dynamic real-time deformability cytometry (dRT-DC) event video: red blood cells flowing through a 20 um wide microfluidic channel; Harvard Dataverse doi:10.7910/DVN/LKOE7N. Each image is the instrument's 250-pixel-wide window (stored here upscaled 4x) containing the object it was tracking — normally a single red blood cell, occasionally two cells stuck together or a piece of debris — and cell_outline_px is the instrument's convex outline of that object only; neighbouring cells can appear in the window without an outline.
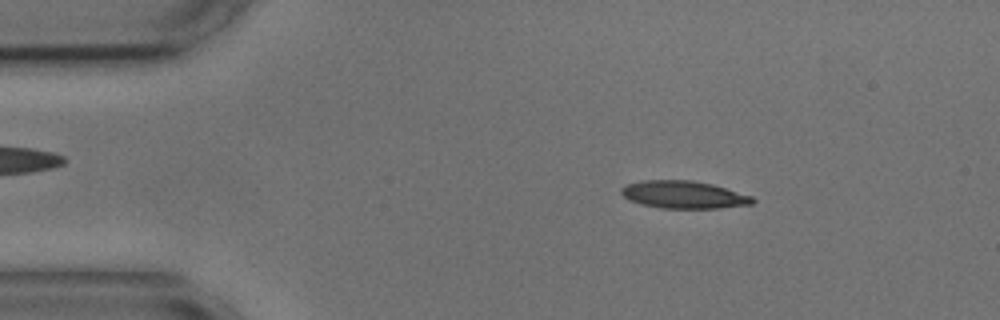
{"species": "common noctule bat (a hibernating species)", "species_latin": "Nyctalus noctula", "temperature_condition": "cold", "stored_images_in_passage": 54, "camera_frame_rate_fps": 3000, "um_per_image_px": 0.085, "animal": {"sex": "male", "body_mass_g": 17.9, "forearm_length_mm": 54.2}, "frame": {"image": 1, "passage_image": 8, "time_ms": 2.333, "image_size_px": [1000, 320], "cell_outline_px": [[756, 200], [752, 204], [720, 208], [660, 208], [640, 204], [628, 200], [620, 192], [620, 188], [628, 184], [644, 180], [692, 180], [712, 184], [752, 196]], "centroid_in_image_um": [58.1, 16.55], "position_along_channel_um": 26.9, "area_um2": 21.1}}
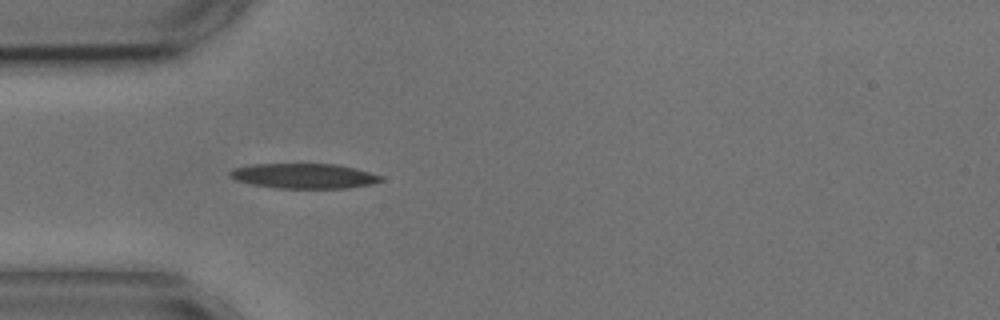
{"frame": {"image": 2, "passage_image": 15, "time_ms": 4.667, "image_size_px": [1000, 320], "cell_outline_px": [[384, 180], [372, 184], [348, 188], [276, 188], [252, 184], [236, 180], [228, 176], [228, 172], [232, 168], [252, 164], [336, 164], [356, 168], [384, 176]], "centroid_in_image_um": [25.85, 14.95], "position_along_channel_um": 59.2, "area_um2": 22.2}}
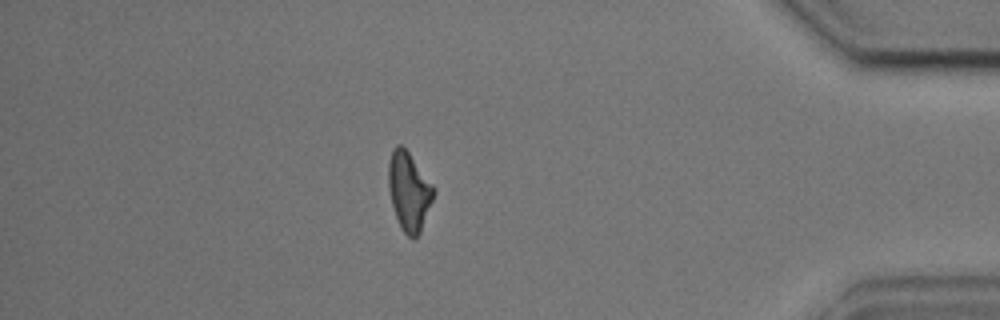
{"frame": {"image": 3, "passage_image": 47, "time_ms": 15.333, "image_size_px": [1000, 320], "cell_outline_px": [[436, 192], [420, 232], [416, 240], [412, 240], [400, 228], [392, 204], [388, 188], [388, 164], [392, 148], [396, 144], [400, 144], [408, 152], [436, 188]], "centroid_in_image_um": [34.77, 16.27], "position_along_channel_um": 400.4, "area_um2": 20.87}, "authors_computed_cell_mechanics": {"area_um2": 21.1259, "velocity_mm_per_s": 3.5946, "shape_relaxation_time_tau1_ms": 5.3063, "shape_relaxation_time_tau2_ms": 4.124, "deformation_change_tau1": 0.1709, "deformation_change_tau2": 0.1399}}